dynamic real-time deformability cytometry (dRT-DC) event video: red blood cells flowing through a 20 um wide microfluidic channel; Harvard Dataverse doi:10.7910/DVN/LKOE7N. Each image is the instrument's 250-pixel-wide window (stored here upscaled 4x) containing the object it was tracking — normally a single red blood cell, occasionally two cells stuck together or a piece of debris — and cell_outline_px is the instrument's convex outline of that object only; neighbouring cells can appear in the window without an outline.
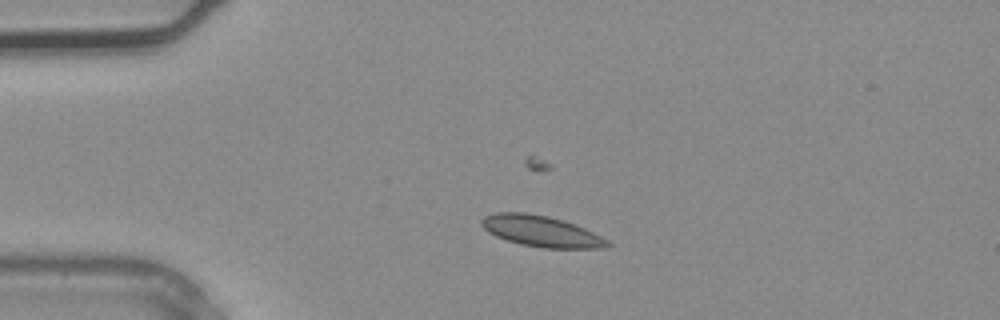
{"species": "common noctule bat (a hibernating species)", "species_latin": "Nyctalus noctula", "temperature_condition": "warm", "stored_images_in_passage": 1, "camera_frame_rate_fps": 3000, "um_per_image_px": 0.085, "animal": {"sex": "male", "body_mass_g": 20.4}, "frame": {"image": 1, "passage_image": 1, "time_ms": 0.0, "image_size_px": [1000, 320], "cell_outline_px": [[612, 244], [600, 248], [540, 248], [520, 244], [496, 236], [488, 232], [480, 224], [480, 220], [484, 216], [496, 212], [524, 212], [548, 216], [584, 228], [608, 240]], "centroid_in_image_um": [45.95, 19.65], "position_along_channel_um": 39.1, "area_um2": 22.54}}